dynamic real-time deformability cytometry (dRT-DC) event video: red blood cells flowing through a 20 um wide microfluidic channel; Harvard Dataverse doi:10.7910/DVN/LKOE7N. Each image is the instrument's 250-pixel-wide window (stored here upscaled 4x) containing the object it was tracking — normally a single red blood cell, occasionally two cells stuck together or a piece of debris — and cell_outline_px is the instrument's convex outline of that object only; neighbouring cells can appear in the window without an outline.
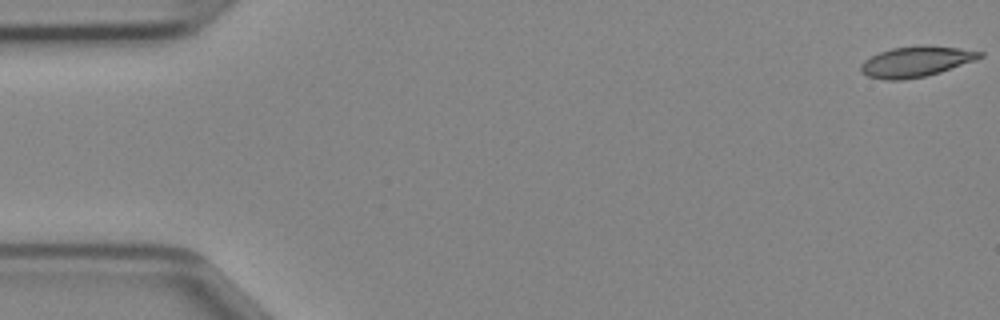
{"species": "Egyptian fruit bat (a non-hibernating species)", "species_latin": "Rousettus aegyptiacus", "temperature_condition": "cold", "stored_images_in_passage": 47, "camera_frame_rate_fps": 3000, "um_per_image_px": 0.085, "animal": {"sex": "female"}, "frame": {"image": 1, "passage_image": 1, "time_ms": 0.0, "image_size_px": [1000, 320], "cell_outline_px": [[984, 56], [976, 60], [940, 72], [924, 76], [900, 80], [888, 80], [868, 76], [860, 72], [860, 64], [864, 60], [880, 52], [892, 48], [924, 44], [960, 48], [984, 52]], "centroid_in_image_um": [77.88, 5.22], "position_along_channel_um": 7.1, "area_um2": 21.21}}
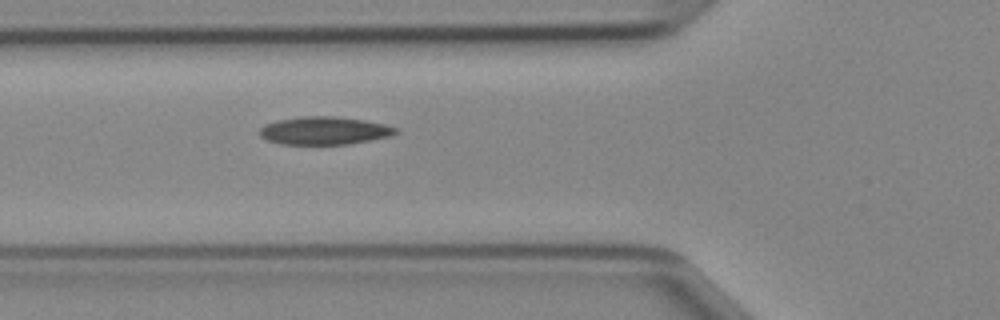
{"frame": {"image": 2, "passage_image": 17, "time_ms": 5.333, "image_size_px": [1000, 320], "cell_outline_px": [[400, 132], [392, 136], [348, 144], [280, 144], [268, 140], [260, 136], [260, 128], [264, 124], [276, 120], [304, 116], [336, 116], [364, 120], [384, 124], [400, 128]], "centroid_in_image_um": [27.6, 11.1], "position_along_channel_um": 98.2, "area_um2": 22.31}}
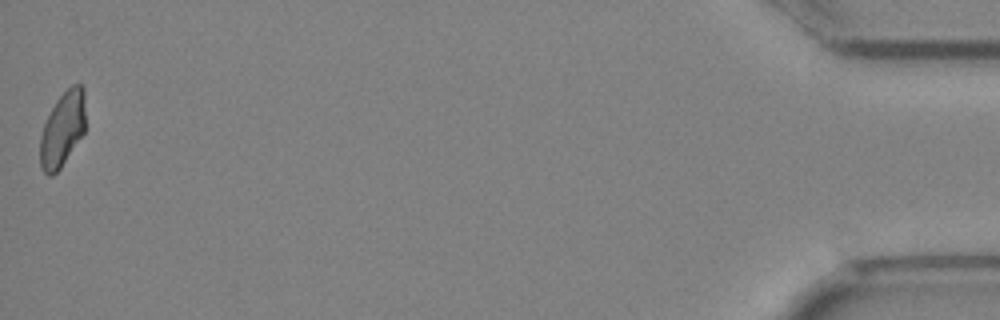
{"frame": {"image": 3, "passage_image": 47, "time_ms": 15.333, "image_size_px": [1000, 320], "cell_outline_px": [[84, 132], [60, 168], [52, 176], [48, 176], [44, 172], [40, 164], [40, 136], [44, 124], [56, 100], [72, 84], [80, 84], [84, 88]], "centroid_in_image_um": [5.3, 10.98], "position_along_channel_um": 429.9, "area_um2": 19.48}}